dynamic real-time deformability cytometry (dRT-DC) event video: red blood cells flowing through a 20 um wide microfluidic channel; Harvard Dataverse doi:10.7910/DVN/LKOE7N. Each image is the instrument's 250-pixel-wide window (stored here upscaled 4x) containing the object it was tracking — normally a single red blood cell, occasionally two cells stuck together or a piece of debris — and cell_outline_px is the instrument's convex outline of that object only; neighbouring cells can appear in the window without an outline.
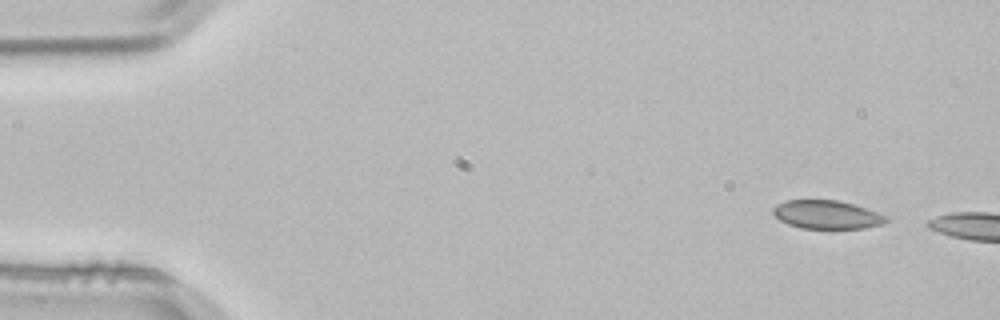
{"species": "common noctule bat (a hibernating species)", "species_latin": "Nyctalus noctula", "temperature_condition": "room temperature", "stored_images_in_passage": 4, "camera_frame_rate_fps": 3000, "um_per_image_px": 0.085, "animal": {"sex": "male", "body_mass_g": 21.5, "forearm_length_mm": 52.0}, "frame": {"image": 1, "passage_image": 1, "time_ms": 0.0, "image_size_px": [1000, 320], "cell_outline_px": [[888, 220], [884, 224], [864, 228], [800, 228], [788, 224], [780, 220], [772, 212], [772, 208], [776, 204], [788, 200], [840, 200], [888, 216]], "centroid_in_image_um": [70.27, 18.24], "position_along_channel_um": 14.7, "area_um2": 18.67}}